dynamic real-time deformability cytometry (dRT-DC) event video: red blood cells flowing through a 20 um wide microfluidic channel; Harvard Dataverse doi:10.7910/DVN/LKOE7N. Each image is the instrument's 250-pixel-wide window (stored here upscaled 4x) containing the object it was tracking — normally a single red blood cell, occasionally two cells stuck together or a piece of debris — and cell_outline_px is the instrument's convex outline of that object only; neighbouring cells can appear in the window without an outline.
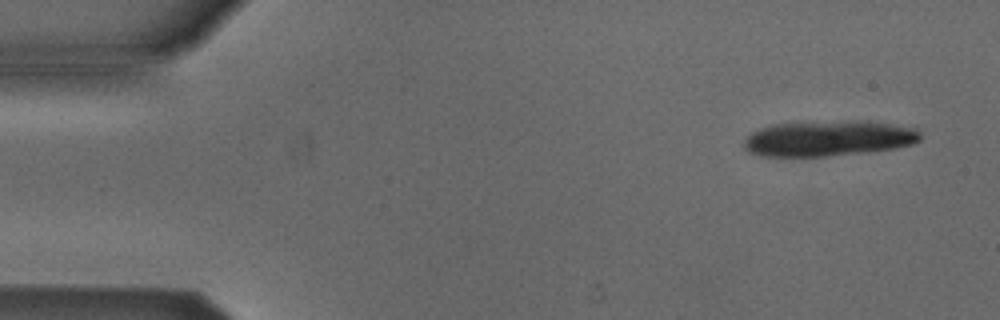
{"species": "Egyptian fruit bat (a non-hibernating species)", "species_latin": "Rousettus aegyptiacus", "temperature_condition": "cold", "stored_images_in_passage": 5, "camera_frame_rate_fps": 3000, "um_per_image_px": 0.085, "animal": {"sex": "male"}, "frame": {"image": 1, "passage_image": 1, "time_ms": 0.0, "image_size_px": [1000, 320], "cell_outline_px": [[920, 140], [912, 144], [896, 148], [824, 156], [760, 156], [748, 152], [744, 148], [744, 140], [752, 132], [760, 128], [776, 124], [852, 120], [860, 120], [916, 128], [920, 132]], "centroid_in_image_um": [70.4, 11.76], "position_along_channel_um": 14.6, "area_um2": 36.18}}